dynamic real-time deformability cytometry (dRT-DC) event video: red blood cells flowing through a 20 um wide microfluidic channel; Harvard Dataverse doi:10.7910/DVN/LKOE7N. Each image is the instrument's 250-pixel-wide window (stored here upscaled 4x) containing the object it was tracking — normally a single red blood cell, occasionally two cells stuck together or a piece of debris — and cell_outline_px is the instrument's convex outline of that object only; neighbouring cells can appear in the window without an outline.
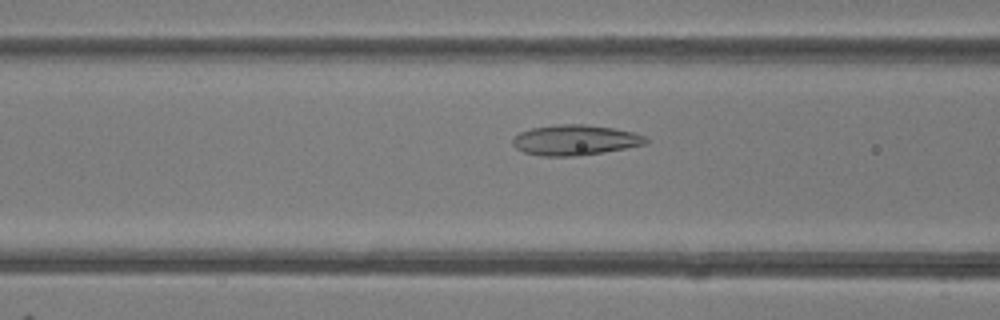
{"species": "common noctule bat (a hibernating species)", "species_latin": "Nyctalus noctula", "temperature_condition": "room temperature", "stored_images_in_passage": 36, "camera_frame_rate_fps": 3000, "um_per_image_px": 0.085, "animal": {"sex": "female"}, "frame": {"image": 1, "passage_image": 6, "time_ms": 1.667, "image_size_px": [1000, 320], "cell_outline_px": [[648, 140], [644, 144], [604, 152], [576, 156], [540, 156], [524, 152], [516, 148], [512, 144], [512, 140], [520, 132], [532, 128], [556, 124], [584, 124], [612, 128], [632, 132], [644, 136]], "centroid_in_image_um": [48.84, 11.9], "position_along_channel_um": 117.8, "area_um2": 23.35}}
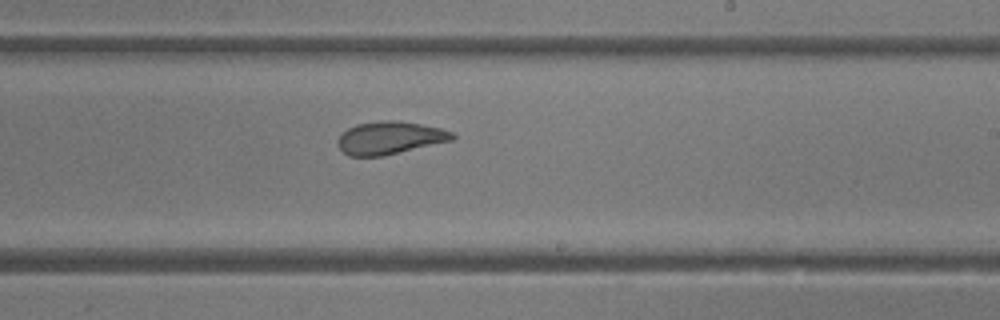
{"frame": {"image": 2, "passage_image": 16, "time_ms": 5.0, "image_size_px": [1000, 320], "cell_outline_px": [[456, 140], [384, 156], [348, 156], [336, 144], [336, 140], [348, 128], [356, 124], [380, 120], [396, 120], [420, 124], [440, 128], [452, 132], [456, 136]], "centroid_in_image_um": [33.16, 11.72], "position_along_channel_um": 255.8, "area_um2": 22.14}}
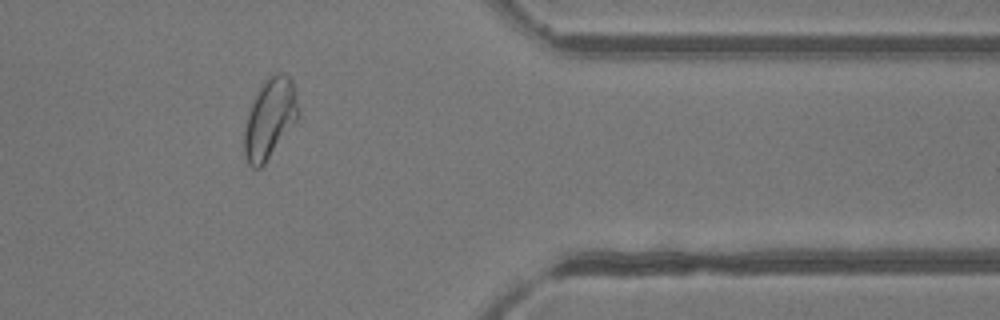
{"frame": {"image": 3, "passage_image": 27, "time_ms": 8.667, "image_size_px": [1000, 320], "cell_outline_px": [[300, 116], [264, 164], [260, 168], [252, 168], [248, 164], [244, 156], [244, 128], [252, 104], [264, 80], [272, 72], [280, 72], [288, 76], [292, 80], [300, 112]], "centroid_in_image_um": [22.94, 10.07], "position_along_channel_um": 388.5, "area_um2": 25.03}, "authors_computed_cell_mechanics": {"area_um2": 23.4668, "velocity_mm_per_s": 4.1486, "shape_relaxation_time_tau1_ms": null, "shape_relaxation_time_tau2_ms": 1.4641, "deformation_change_tau1": null, "deformation_change_tau2": 0.0884}}